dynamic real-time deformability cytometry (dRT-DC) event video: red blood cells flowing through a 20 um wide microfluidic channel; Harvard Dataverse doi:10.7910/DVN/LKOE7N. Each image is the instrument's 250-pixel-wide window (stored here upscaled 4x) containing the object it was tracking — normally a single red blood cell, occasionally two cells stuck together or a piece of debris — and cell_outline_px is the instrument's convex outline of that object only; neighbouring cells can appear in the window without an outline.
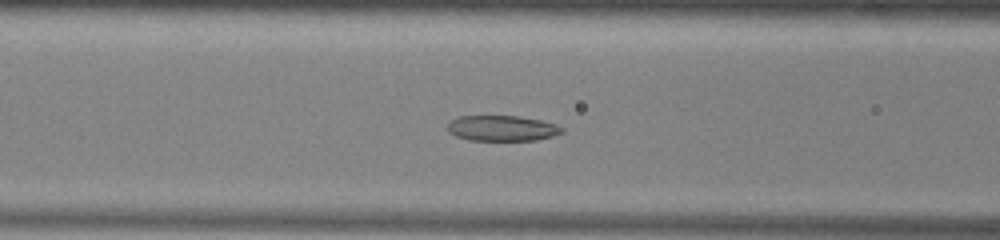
{"species": "common noctule bat (a hibernating species)", "species_latin": "Nyctalus noctula", "temperature_condition": "warm", "stored_images_in_passage": 46, "camera_frame_rate_fps": 3000, "um_per_image_px": 0.085, "animal": {"sex": "male", "body_mass_g": 13.0, "forearm_length_mm": 53.1}, "frame": {"image": 1, "passage_image": 15, "time_ms": 4.667, "image_size_px": [1000, 240], "cell_outline_px": [[564, 132], [552, 136], [536, 140], [468, 140], [456, 136], [448, 132], [448, 124], [452, 120], [460, 116], [520, 116], [540, 120], [556, 124], [564, 128]], "centroid_in_image_um": [42.69, 10.9], "position_along_channel_um": 123.9, "area_um2": 16.99}}
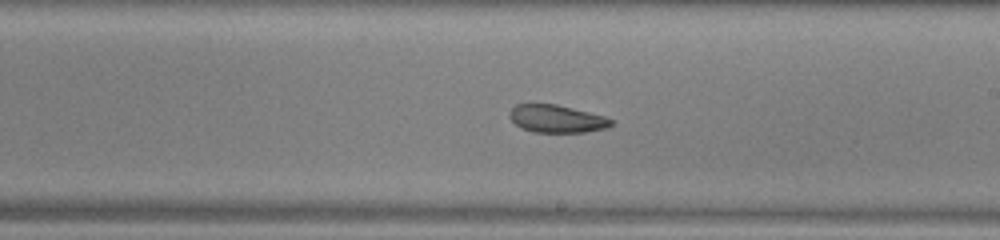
{"frame": {"image": 2, "passage_image": 24, "time_ms": 7.667, "image_size_px": [1000, 240], "cell_outline_px": [[612, 124], [608, 128], [584, 132], [532, 132], [520, 128], [508, 116], [508, 112], [516, 104], [556, 104], [604, 116], [612, 120]], "centroid_in_image_um": [47.28, 10.1], "position_along_channel_um": 241.7, "area_um2": 16.36}}
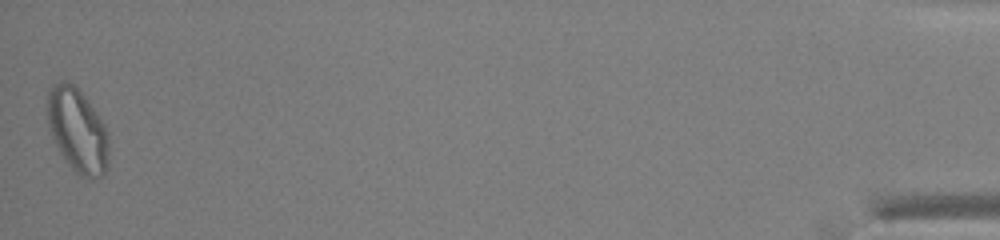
{"frame": {"image": 3, "passage_image": 46, "time_ms": 15.0, "image_size_px": [1000, 240], "cell_outline_px": [[108, 168], [104, 176], [92, 180], [88, 180], [80, 176], [64, 160], [52, 136], [48, 124], [48, 92], [52, 84], [60, 80], [68, 80], [84, 96], [104, 124], [108, 132]], "centroid_in_image_um": [6.61, 11.13], "position_along_channel_um": 428.6, "area_um2": 30.23}, "authors_computed_cell_mechanics": {"area_um2": 19.9121, "velocity_mm_per_s": 3.941, "shape_relaxation_time_tau1_ms": null, "shape_relaxation_time_tau2_ms": 4.7452, "deformation_change_tau1": null, "deformation_change_tau2": 0.0924}}